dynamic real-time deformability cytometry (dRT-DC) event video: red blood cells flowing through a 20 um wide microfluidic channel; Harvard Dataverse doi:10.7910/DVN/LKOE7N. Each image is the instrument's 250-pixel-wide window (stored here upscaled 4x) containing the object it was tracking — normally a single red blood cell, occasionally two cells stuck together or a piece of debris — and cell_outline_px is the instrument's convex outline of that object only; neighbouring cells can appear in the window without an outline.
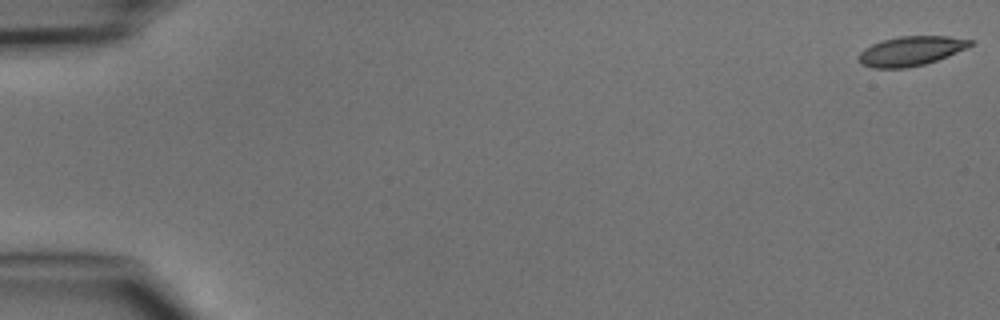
{"species": "common noctule bat (a hibernating species)", "species_latin": "Nyctalus noctula", "temperature_condition": "cold", "stored_images_in_passage": 5, "camera_frame_rate_fps": 3000, "um_per_image_px": 0.085, "animal": {"sex": "male", "body_mass_g": 15.6}, "frame": {"image": 1, "passage_image": 1, "time_ms": 0.0, "image_size_px": [1000, 320], "cell_outline_px": [[972, 44], [968, 48], [948, 56], [924, 64], [908, 68], [872, 68], [860, 64], [856, 56], [864, 48], [872, 44], [884, 40], [900, 36], [948, 36], [972, 40]], "centroid_in_image_um": [77.39, 4.34], "position_along_channel_um": 7.6, "area_um2": 19.25}}
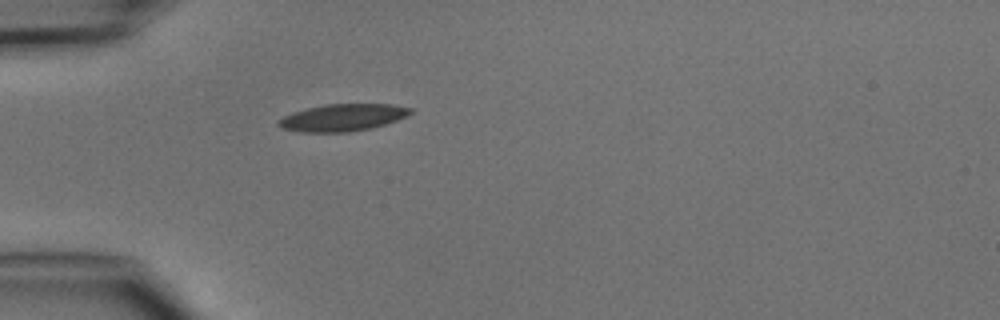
{"frame": {"image": 2, "passage_image": 5, "time_ms": 4.667, "image_size_px": [1000, 320], "cell_outline_px": [[412, 112], [396, 120], [384, 124], [368, 128], [348, 132], [300, 132], [280, 128], [276, 124], [276, 120], [284, 116], [308, 108], [324, 104], [396, 104], [412, 108]], "centroid_in_image_um": [29.08, 9.99], "position_along_channel_um": 55.9, "area_um2": 20.69}}